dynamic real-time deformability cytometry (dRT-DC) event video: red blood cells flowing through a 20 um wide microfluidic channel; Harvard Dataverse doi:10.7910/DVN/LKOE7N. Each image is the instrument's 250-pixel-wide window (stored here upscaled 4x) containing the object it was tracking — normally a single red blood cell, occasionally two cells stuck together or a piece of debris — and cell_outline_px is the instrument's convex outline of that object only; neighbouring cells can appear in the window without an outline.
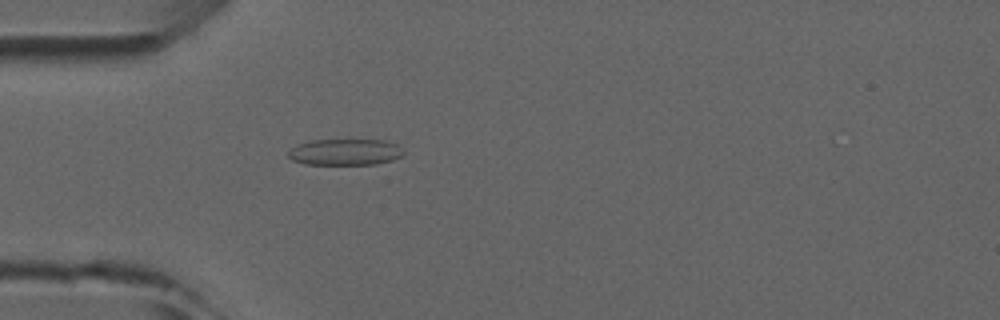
{"species": "common noctule bat (a hibernating species)", "species_latin": "Nyctalus noctula", "temperature_condition": "room temperature", "stored_images_in_passage": 5, "camera_frame_rate_fps": 3000, "um_per_image_px": 0.085, "animal": {"sex": "male", "forearm_length_mm": 52.5}, "frame": {"image": 1, "passage_image": 5, "time_ms": 4.667, "image_size_px": [1000, 320], "cell_outline_px": [[404, 156], [392, 160], [376, 164], [304, 164], [292, 160], [288, 156], [288, 152], [296, 144], [308, 140], [384, 140], [396, 144], [404, 152]], "centroid_in_image_um": [29.32, 12.92], "position_along_channel_um": 55.7, "area_um2": 17.74}}